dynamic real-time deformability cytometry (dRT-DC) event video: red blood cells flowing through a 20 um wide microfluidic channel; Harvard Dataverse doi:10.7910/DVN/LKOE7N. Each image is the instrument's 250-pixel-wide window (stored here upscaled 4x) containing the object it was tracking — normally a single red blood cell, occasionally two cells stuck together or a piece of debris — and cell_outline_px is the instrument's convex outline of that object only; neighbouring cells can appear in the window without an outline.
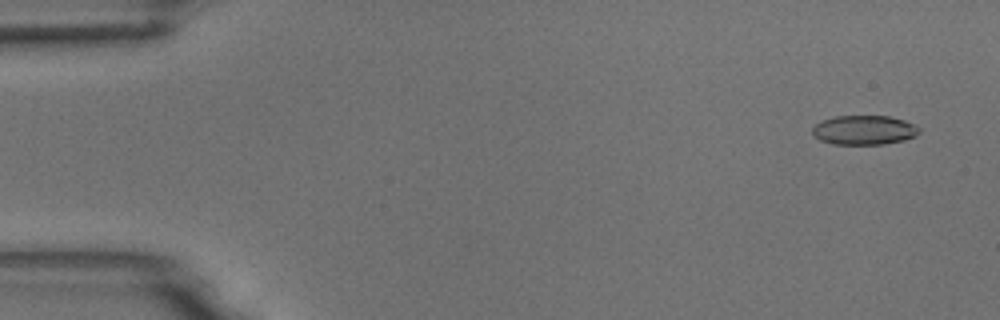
{"species": "common noctule bat (a hibernating species)", "species_latin": "Nyctalus noctula", "temperature_condition": "room temperature", "stored_images_in_passage": 53, "camera_frame_rate_fps": 3000, "um_per_image_px": 0.085, "animal": {"sex": "male", "body_mass_g": 18.8}, "frame": {"image": 1, "passage_image": 2, "time_ms": 0.333, "image_size_px": [1000, 320], "cell_outline_px": [[920, 132], [916, 136], [904, 140], [884, 144], [832, 144], [820, 140], [812, 136], [812, 128], [816, 124], [824, 120], [836, 116], [888, 116], [904, 120], [920, 128]], "centroid_in_image_um": [73.44, 11.06], "position_along_channel_um": 11.6, "area_um2": 18.26}}
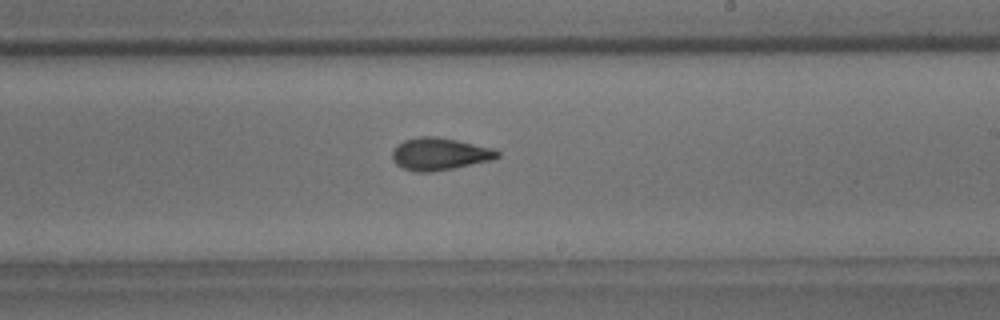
{"frame": {"image": 2, "passage_image": 31, "time_ms": 10.0, "image_size_px": [1000, 320], "cell_outline_px": [[500, 156], [492, 160], [432, 172], [416, 172], [404, 168], [396, 164], [392, 156], [392, 152], [396, 144], [404, 140], [420, 136], [436, 136], [496, 148], [500, 152]], "centroid_in_image_um": [37.38, 13.08], "position_along_channel_um": 251.6, "area_um2": 19.88}}
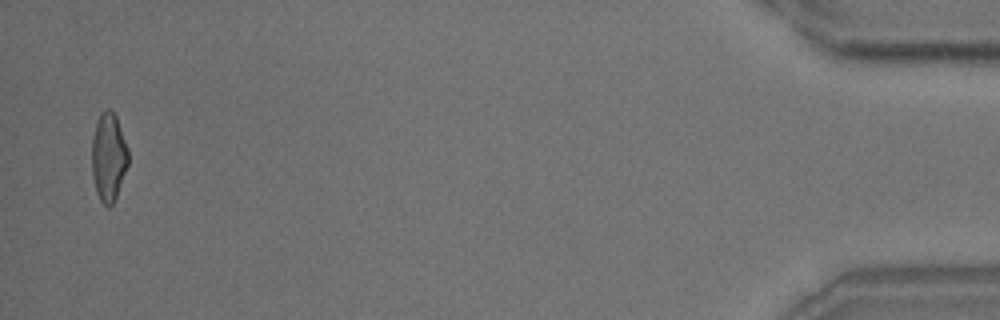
{"frame": {"image": 3, "passage_image": 52, "time_ms": 17.0, "image_size_px": [1000, 320], "cell_outline_px": [[128, 164], [116, 196], [112, 204], [108, 208], [100, 200], [96, 192], [92, 176], [92, 136], [96, 120], [100, 112], [104, 108], [108, 108], [116, 116], [128, 148]], "centroid_in_image_um": [9.21, 13.31], "position_along_channel_um": 426.0, "area_um2": 18.84}, "authors_computed_cell_mechanics": {"area_um2": 19.1896, "velocity_mm_per_s": 3.7354, "shape_relaxation_time_tau1_ms": 7.2125, "shape_relaxation_time_tau2_ms": 2.0219, "deformation_change_tau1": 0.1707, "deformation_change_tau2": 0.0921}}